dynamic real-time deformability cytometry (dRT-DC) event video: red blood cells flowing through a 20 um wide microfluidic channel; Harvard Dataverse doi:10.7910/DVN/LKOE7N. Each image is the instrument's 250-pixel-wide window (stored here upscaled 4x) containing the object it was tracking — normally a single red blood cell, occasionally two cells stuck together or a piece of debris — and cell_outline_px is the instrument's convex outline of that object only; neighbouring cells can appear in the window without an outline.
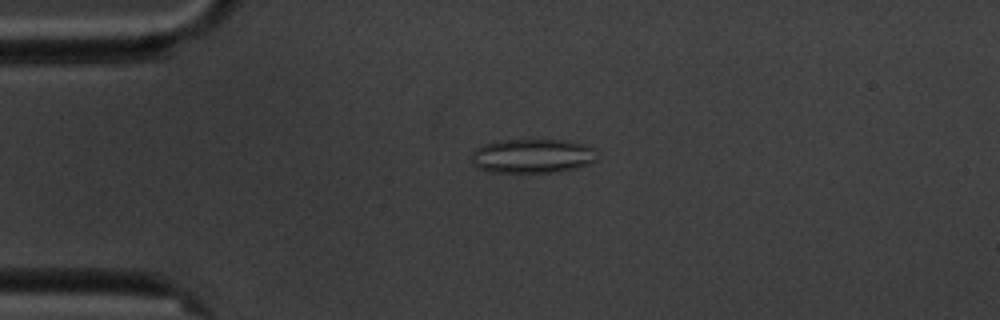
{"species": "common noctule bat (a hibernating species)", "species_latin": "Nyctalus noctula", "temperature_condition": "cold", "stored_images_in_passage": 5, "camera_frame_rate_fps": 3000, "um_per_image_px": 0.085, "animal": {"sex": "male", "body_mass_g": 20.1, "forearm_length_mm": 53.5}, "frame": {"image": 1, "passage_image": 4, "time_ms": 3.333, "image_size_px": [1000, 320], "cell_outline_px": [[596, 160], [588, 164], [576, 168], [560, 172], [492, 172], [480, 168], [472, 164], [472, 152], [476, 148], [484, 144], [504, 140], [568, 140], [588, 144], [596, 148]], "centroid_in_image_um": [45.31, 13.25], "position_along_channel_um": 39.7, "area_um2": 25.26}}